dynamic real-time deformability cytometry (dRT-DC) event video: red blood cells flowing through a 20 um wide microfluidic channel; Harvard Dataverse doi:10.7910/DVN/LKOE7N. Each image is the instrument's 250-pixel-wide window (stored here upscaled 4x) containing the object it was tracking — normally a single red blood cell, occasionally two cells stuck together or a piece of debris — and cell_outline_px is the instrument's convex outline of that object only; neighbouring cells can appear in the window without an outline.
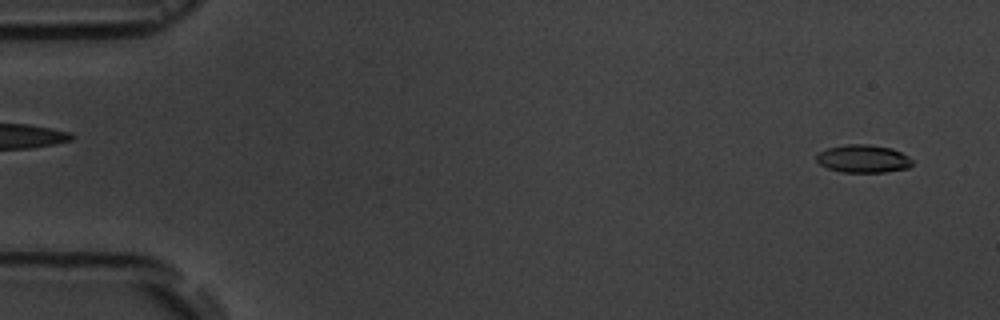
{"species": "common noctule bat (a hibernating species)", "species_latin": "Nyctalus noctula", "temperature_condition": "room temperature", "stored_images_in_passage": 3, "segment_of_instrument_passage": [2, 2], "camera_frame_rate_fps": 3000, "um_per_image_px": 0.085, "animal": {"sex": "male", "body_mass_g": 19.5, "forearm_length_mm": 54.6}, "frame": {"image": 1, "passage_image": 3, "time_ms": 2.333, "image_size_px": [1000, 320], "cell_outline_px": [[912, 164], [908, 168], [884, 172], [840, 172], [828, 168], [820, 164], [816, 160], [816, 156], [820, 152], [828, 148], [848, 144], [868, 144], [892, 148], [908, 156], [912, 160]], "centroid_in_image_um": [73.37, 13.49], "position_along_channel_um": 11.6, "area_um2": 15.49}}